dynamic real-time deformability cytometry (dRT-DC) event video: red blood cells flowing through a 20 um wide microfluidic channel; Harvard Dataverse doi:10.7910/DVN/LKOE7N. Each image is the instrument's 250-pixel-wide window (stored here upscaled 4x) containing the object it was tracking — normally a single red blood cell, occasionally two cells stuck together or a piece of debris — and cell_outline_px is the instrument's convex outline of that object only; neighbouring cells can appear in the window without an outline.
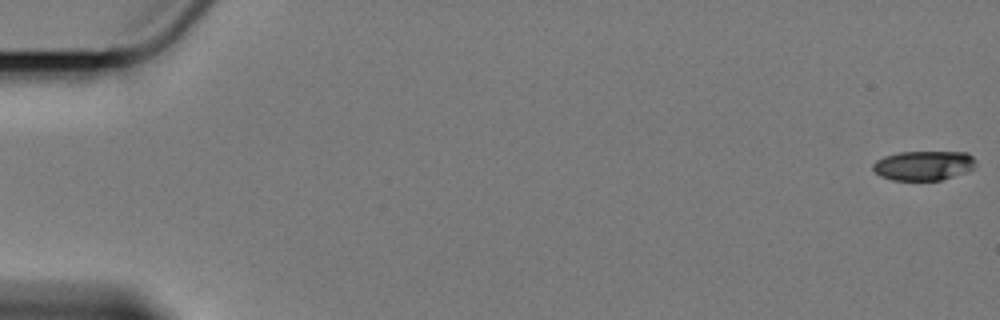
{"species": "Egyptian fruit bat (a non-hibernating species)", "species_latin": "Rousettus aegyptiacus", "temperature_condition": "cold", "stored_images_in_passage": 60, "camera_frame_rate_fps": 3000, "um_per_image_px": 0.085, "animal": {"sex": "female"}, "frame": {"image": 1, "passage_image": 1, "time_ms": 0.0, "image_size_px": [1000, 320], "cell_outline_px": [[976, 164], [968, 172], [940, 180], [892, 180], [880, 176], [872, 168], [872, 164], [876, 160], [884, 156], [900, 152], [968, 152], [976, 160]], "centroid_in_image_um": [78.51, 14.07], "position_along_channel_um": 6.5, "area_um2": 17.8}}
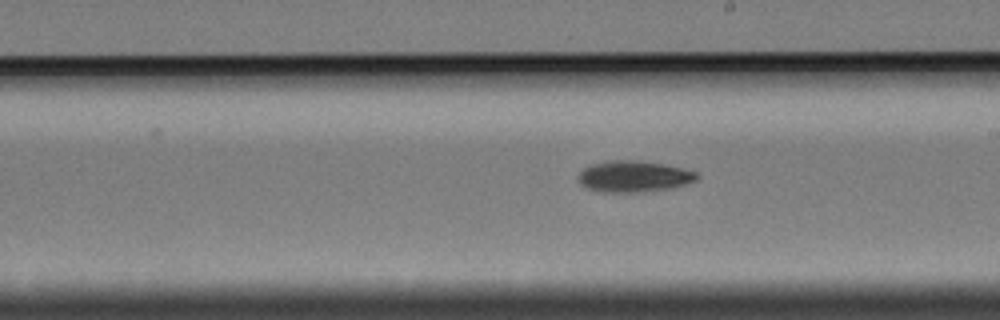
{"frame": {"image": 2, "passage_image": 35, "time_ms": 11.333, "image_size_px": [1000, 320], "cell_outline_px": [[700, 176], [696, 180], [684, 184], [668, 188], [636, 192], [600, 192], [588, 188], [580, 184], [576, 176], [584, 168], [592, 164], [612, 160], [640, 160], [664, 164], [696, 172]], "centroid_in_image_um": [53.83, 14.99], "position_along_channel_um": 235.2, "area_um2": 21.44}}
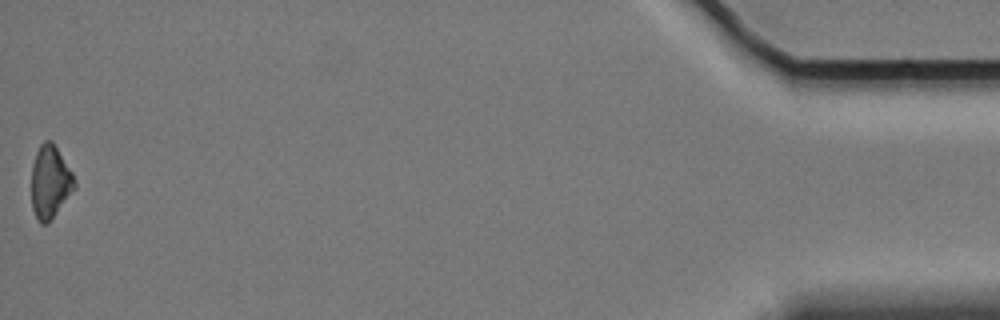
{"frame": {"image": 3, "passage_image": 60, "time_ms": 19.667, "image_size_px": [1000, 320], "cell_outline_px": [[76, 188], [48, 224], [40, 224], [32, 208], [32, 164], [36, 152], [40, 144], [44, 140], [52, 140], [72, 172], [76, 180]], "centroid_in_image_um": [4.27, 15.47], "position_along_channel_um": 430.9, "area_um2": 18.44}, "authors_computed_cell_mechanics": {"area_um2": 19.7965, "velocity_mm_per_s": 3.4143, "shape_relaxation_time_tau1_ms": 2.4245, "shape_relaxation_time_tau2_ms": null, "deformation_change_tau1": 0.1057, "deformation_change_tau2": null}}